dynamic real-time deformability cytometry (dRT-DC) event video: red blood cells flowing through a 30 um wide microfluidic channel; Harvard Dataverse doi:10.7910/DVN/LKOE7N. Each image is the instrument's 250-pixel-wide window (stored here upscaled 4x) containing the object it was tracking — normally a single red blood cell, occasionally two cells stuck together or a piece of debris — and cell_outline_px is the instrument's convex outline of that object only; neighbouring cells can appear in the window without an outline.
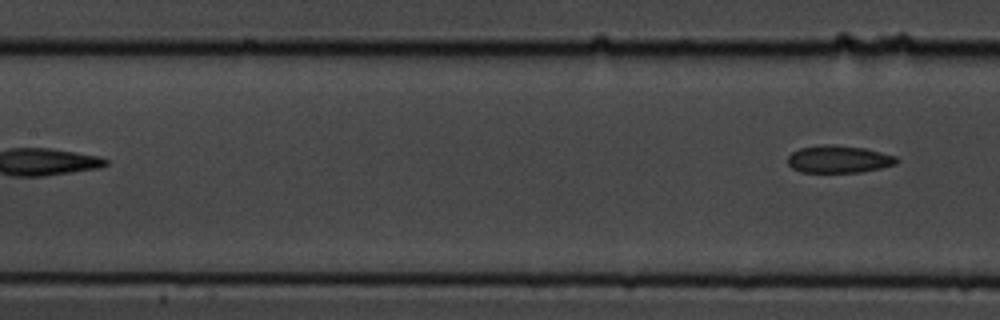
{"species": "common noctule bat (a hibernating species)", "species_latin": "Nyctalus noctula", "temperature_condition": "cold", "stored_images_in_passage": 5, "segment_of_instrument_passage": [2, 2], "camera_frame_rate_fps": 3000, "um_per_image_px": 0.085, "animal": {"sex": "male", "body_mass_g": 19.5, "forearm_length_mm": 54.6}, "frame": {"image": 1, "passage_image": 5, "time_ms": 1.333, "image_size_px": [1000, 320], "cell_outline_px": [[900, 160], [896, 164], [880, 168], [860, 172], [800, 172], [792, 168], [788, 164], [788, 156], [792, 152], [800, 148], [824, 144], [832, 144], [864, 148], [896, 156]], "centroid_in_image_um": [71.29, 13.53], "position_along_channel_um": 136.1, "area_um2": 17.4}}